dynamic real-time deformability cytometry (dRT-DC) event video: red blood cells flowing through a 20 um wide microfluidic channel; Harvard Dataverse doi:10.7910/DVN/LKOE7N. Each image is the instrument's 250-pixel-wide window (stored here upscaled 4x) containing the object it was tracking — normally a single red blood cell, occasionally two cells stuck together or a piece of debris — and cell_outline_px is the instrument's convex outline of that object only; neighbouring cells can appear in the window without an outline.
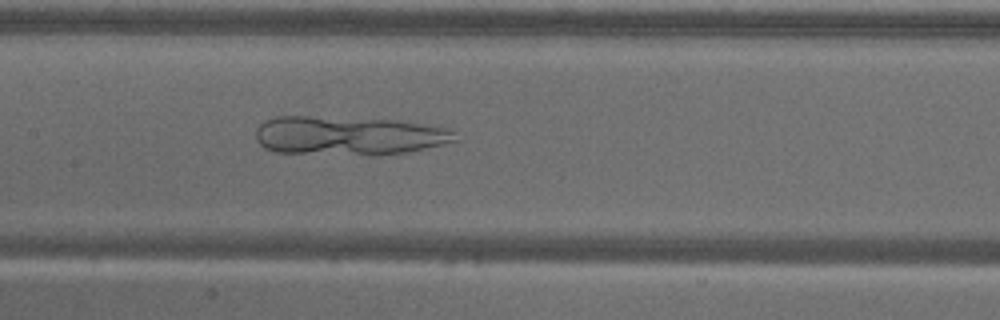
{"species": "common noctule bat (a hibernating species)", "species_latin": "Nyctalus noctula", "temperature_condition": "warm", "stored_images_in_passage": 41, "camera_frame_rate_fps": 3000, "um_per_image_px": 0.085, "animal": {"sex": "male", "body_mass_g": 18.8}, "frame": {"image": 1, "passage_image": 12, "time_ms": 3.667, "image_size_px": [1000, 320], "cell_outline_px": [[460, 140], [444, 144], [408, 152], [376, 156], [372, 156], [276, 152], [264, 148], [256, 140], [256, 128], [264, 120], [276, 116], [308, 116], [400, 120], [432, 124], [452, 128], [456, 132]], "centroid_in_image_um": [29.71, 11.53], "position_along_channel_um": 177.7, "area_um2": 46.41}}